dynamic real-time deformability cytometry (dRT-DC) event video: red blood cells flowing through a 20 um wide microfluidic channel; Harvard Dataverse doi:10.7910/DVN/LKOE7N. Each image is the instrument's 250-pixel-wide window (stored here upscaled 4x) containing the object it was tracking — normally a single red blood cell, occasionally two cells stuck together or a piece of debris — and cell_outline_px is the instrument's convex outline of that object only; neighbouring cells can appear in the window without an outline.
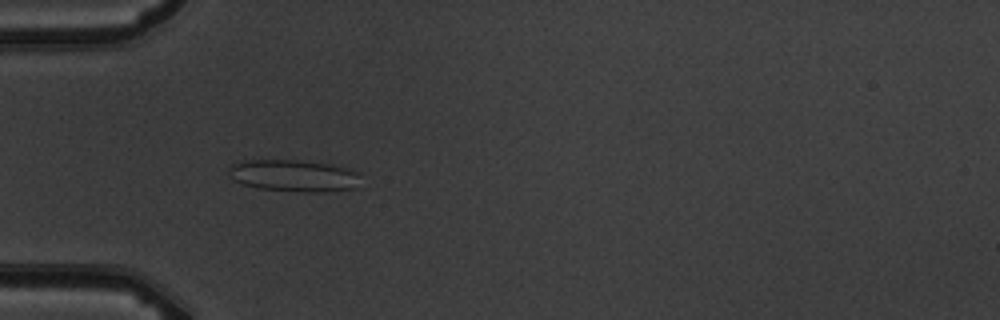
{"species": "common noctule bat (a hibernating species)", "species_latin": "Nyctalus noctula", "temperature_condition": "warm", "stored_images_in_passage": 4, "camera_frame_rate_fps": 3000, "um_per_image_px": 0.085, "animal": {"sex": "male", "body_mass_g": 19.5, "forearm_length_mm": 54.6}, "frame": {"image": 1, "passage_image": 3, "time_ms": 3.333, "image_size_px": [1000, 320], "cell_outline_px": [[360, 172], [356, 188], [324, 192], [296, 192], [260, 188], [244, 184], [236, 180], [228, 172], [228, 168], [232, 164], [244, 160], [296, 160], [332, 164], [348, 168]], "centroid_in_image_um": [25.01, 14.93], "position_along_channel_um": 60.0, "area_um2": 24.57}}
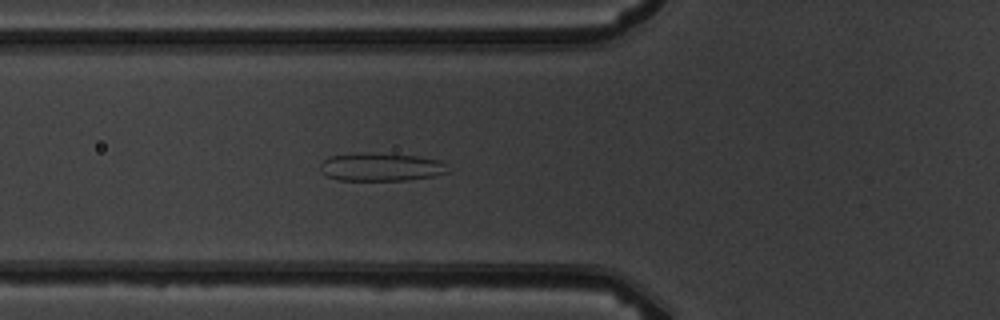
{"frame": {"image": 2, "passage_image": 4, "time_ms": 4.333, "image_size_px": [1000, 320], "cell_outline_px": [[448, 172], [432, 176], [408, 180], [336, 180], [320, 172], [320, 164], [328, 156], [356, 152], [364, 152], [416, 156], [440, 160], [444, 164]], "centroid_in_image_um": [32.3, 14.19], "position_along_channel_um": 93.5, "area_um2": 20.98}}